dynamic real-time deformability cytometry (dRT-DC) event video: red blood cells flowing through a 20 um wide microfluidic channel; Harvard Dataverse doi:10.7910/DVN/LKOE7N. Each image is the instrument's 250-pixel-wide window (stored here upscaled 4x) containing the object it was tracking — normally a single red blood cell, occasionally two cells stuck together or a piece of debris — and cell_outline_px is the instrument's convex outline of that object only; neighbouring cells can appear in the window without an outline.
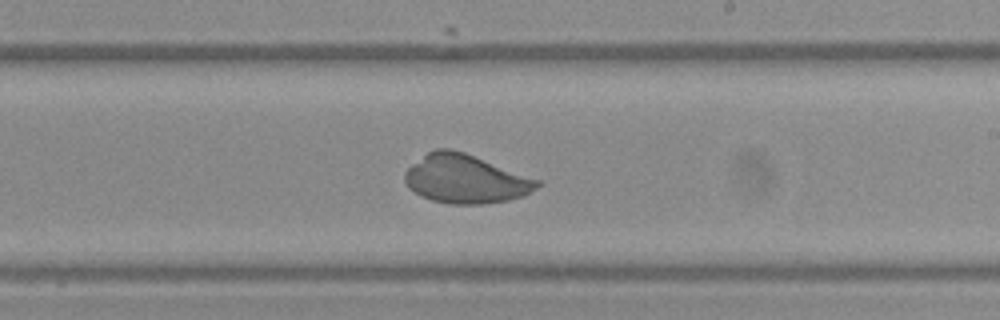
{"species": "Egyptian fruit bat (a non-hibernating species)", "species_latin": "Rousettus aegyptiacus", "temperature_condition": "warm", "stored_images_in_passage": 47, "camera_frame_rate_fps": 3000, "um_per_image_px": 0.085, "frame": {"image": 1, "passage_image": 25, "time_ms": 8.0, "image_size_px": [1000, 320], "cell_outline_px": [[544, 184], [524, 196], [508, 200], [484, 204], [448, 204], [432, 200], [420, 196], [408, 188], [404, 180], [404, 172], [412, 164], [428, 152], [436, 148], [448, 148], [464, 152], [540, 180]], "centroid_in_image_um": [39.57, 15.22], "position_along_channel_um": 249.4, "area_um2": 37.69}}
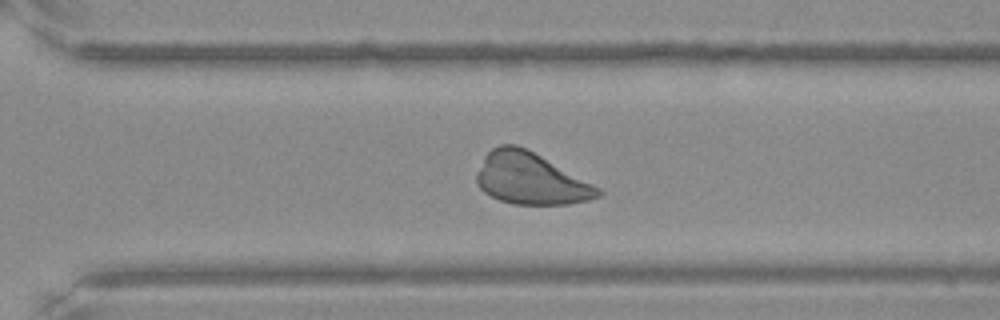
{"frame": {"image": 2, "passage_image": 31, "time_ms": 10.0, "image_size_px": [1000, 320], "cell_outline_px": [[604, 192], [600, 196], [588, 200], [568, 204], [512, 204], [500, 200], [484, 192], [476, 184], [476, 172], [484, 156], [492, 148], [500, 144], [516, 144], [528, 148], [600, 188]], "centroid_in_image_um": [45.08, 15.17], "position_along_channel_um": 325.5, "area_um2": 36.65}}
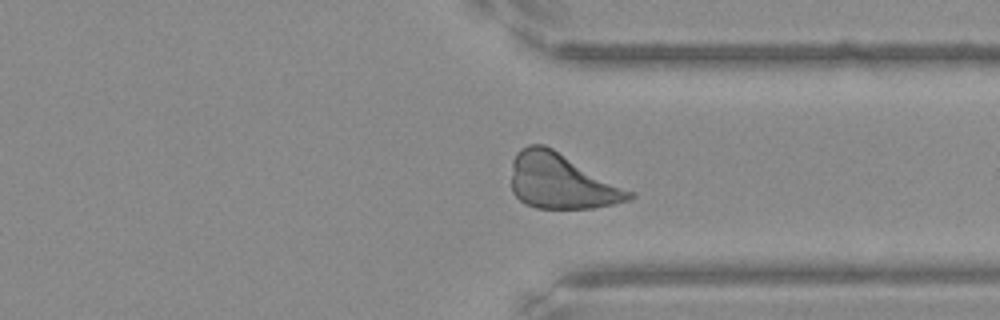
{"frame": {"image": 3, "passage_image": 34, "time_ms": 11.0, "image_size_px": [1000, 320], "cell_outline_px": [[636, 196], [628, 200], [612, 204], [592, 208], [536, 208], [524, 204], [512, 192], [512, 160], [516, 152], [520, 148], [528, 144], [544, 144], [552, 148], [636, 192]], "centroid_in_image_um": [47.72, 15.4], "position_along_channel_um": 363.7, "area_um2": 38.21}}